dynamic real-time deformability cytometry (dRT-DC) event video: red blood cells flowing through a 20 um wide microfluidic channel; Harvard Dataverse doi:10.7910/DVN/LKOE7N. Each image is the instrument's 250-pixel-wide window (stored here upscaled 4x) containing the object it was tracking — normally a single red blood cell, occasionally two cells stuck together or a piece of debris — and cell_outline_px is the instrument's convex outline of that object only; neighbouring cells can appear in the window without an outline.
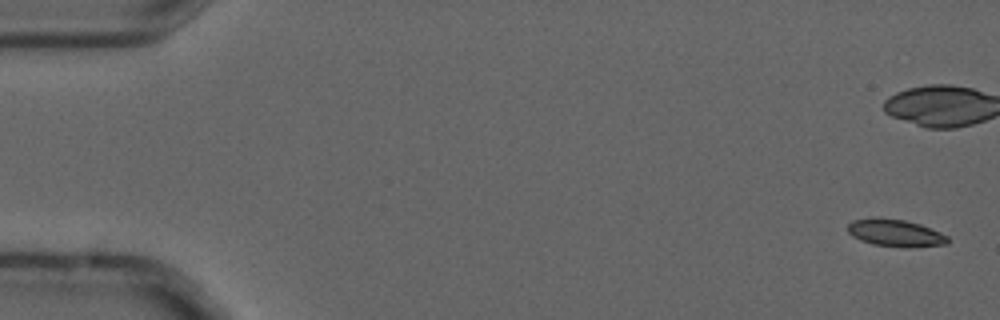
{"species": "common noctule bat (a hibernating species)", "species_latin": "Nyctalus noctula", "temperature_condition": "cold", "stored_images_in_passage": 8, "camera_frame_rate_fps": 3000, "um_per_image_px": 0.085, "animal": {"sex": "male", "forearm_length_mm": 52.5}, "frame": {"image": 1, "passage_image": 1, "time_ms": 0.0, "image_size_px": [1000, 320], "cell_outline_px": [[948, 244], [908, 248], [904, 248], [872, 244], [860, 240], [852, 236], [848, 232], [848, 224], [852, 220], [904, 220], [920, 224], [940, 232], [948, 236]], "centroid_in_image_um": [76.16, 19.85], "position_along_channel_um": 8.8, "area_um2": 15.43}}